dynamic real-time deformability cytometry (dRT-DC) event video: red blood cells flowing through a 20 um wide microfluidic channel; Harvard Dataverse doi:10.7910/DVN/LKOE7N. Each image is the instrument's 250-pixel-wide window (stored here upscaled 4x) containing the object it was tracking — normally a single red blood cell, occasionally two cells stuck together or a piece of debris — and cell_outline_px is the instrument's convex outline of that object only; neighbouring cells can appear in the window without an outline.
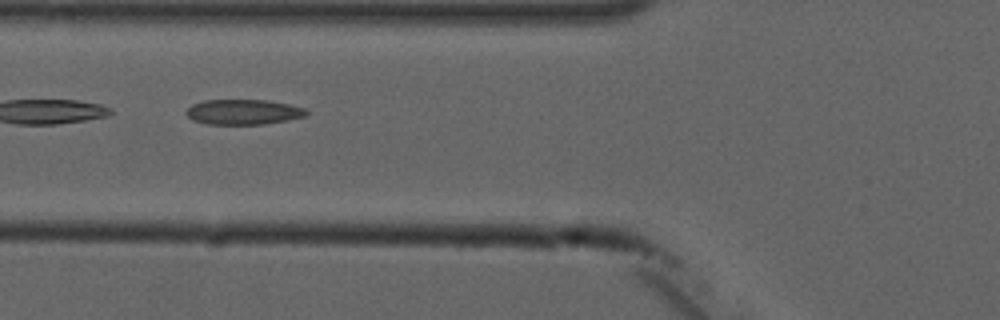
{"species": "common noctule bat (a hibernating species)", "species_latin": "Nyctalus noctula", "temperature_condition": "cold", "stored_images_in_passage": 8, "camera_frame_rate_fps": 3000, "um_per_image_px": 0.085, "animal": {"sex": "male", "forearm_length_mm": 52.5}, "frame": {"image": 1, "passage_image": 4, "time_ms": 7.333, "image_size_px": [1000, 320], "cell_outline_px": [[308, 116], [288, 120], [264, 124], [208, 124], [192, 120], [184, 112], [192, 104], [204, 100], [268, 100], [288, 104], [304, 108], [308, 112]], "centroid_in_image_um": [20.69, 9.52], "position_along_channel_um": 105.1, "area_um2": 17.69}}
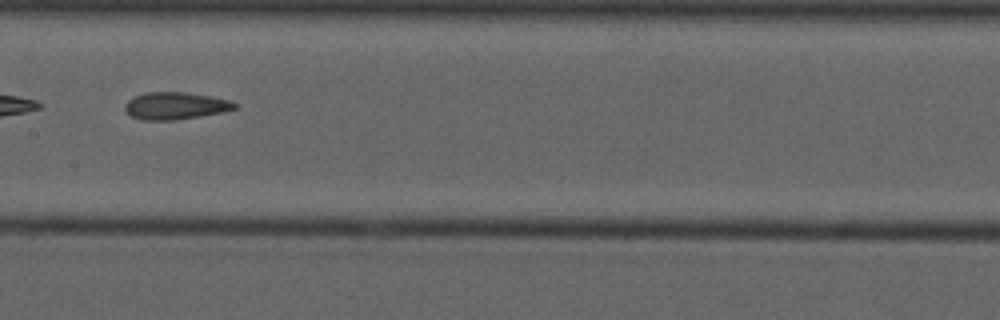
{"frame": {"image": 2, "passage_image": 6, "time_ms": 9.667, "image_size_px": [1000, 320], "cell_outline_px": [[240, 104], [236, 108], [220, 112], [200, 116], [176, 120], [140, 120], [132, 116], [124, 108], [124, 104], [128, 100], [136, 96], [148, 92], [184, 92], [232, 100]], "centroid_in_image_um": [14.92, 8.99], "position_along_channel_um": 192.5, "area_um2": 17.34}}
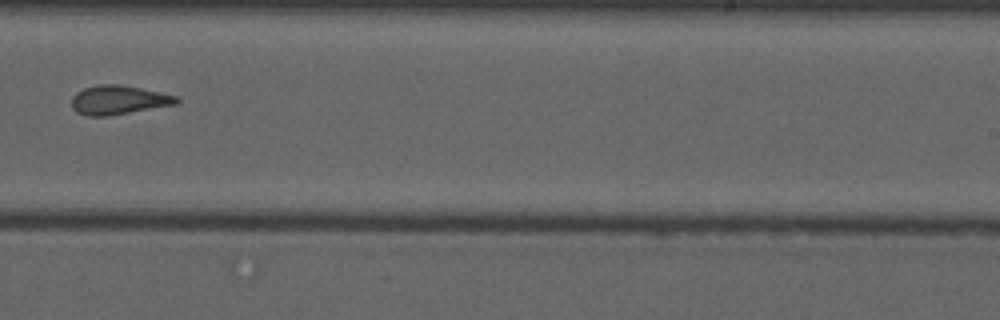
{"frame": {"image": 3, "passage_image": 8, "time_ms": 12.0, "image_size_px": [1000, 320], "cell_outline_px": [[180, 100], [176, 104], [108, 116], [84, 116], [76, 112], [72, 108], [72, 96], [76, 92], [84, 88], [100, 84], [120, 84], [160, 92], [176, 96]], "centroid_in_image_um": [10.03, 8.5], "position_along_channel_um": 279.0, "area_um2": 17.74}}